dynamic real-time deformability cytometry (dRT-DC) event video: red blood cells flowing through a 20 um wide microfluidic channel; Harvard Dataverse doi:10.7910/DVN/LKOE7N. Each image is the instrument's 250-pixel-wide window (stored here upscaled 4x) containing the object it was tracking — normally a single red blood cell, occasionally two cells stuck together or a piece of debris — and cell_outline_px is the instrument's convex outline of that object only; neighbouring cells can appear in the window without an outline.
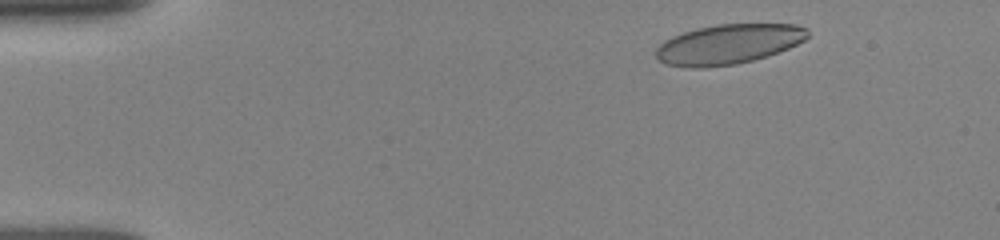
{"species": "human", "species_latin": "Homo sapiens", "temperature_condition": "room temperature", "stored_images_in_passage": 40, "camera_frame_rate_fps": 3000, "um_per_image_px": 0.085, "donor": {"sex": "female"}, "frame": {"image": 1, "passage_image": 1, "time_ms": 0.0, "image_size_px": [1000, 240], "cell_outline_px": [[808, 36], [804, 40], [788, 48], [752, 60], [736, 64], [704, 68], [692, 68], [668, 64], [660, 60], [656, 56], [656, 48], [664, 40], [672, 36], [684, 32], [700, 28], [720, 24], [796, 24], [808, 28]], "centroid_in_image_um": [61.91, 3.75], "position_along_channel_um": 23.1, "area_um2": 34.91}}
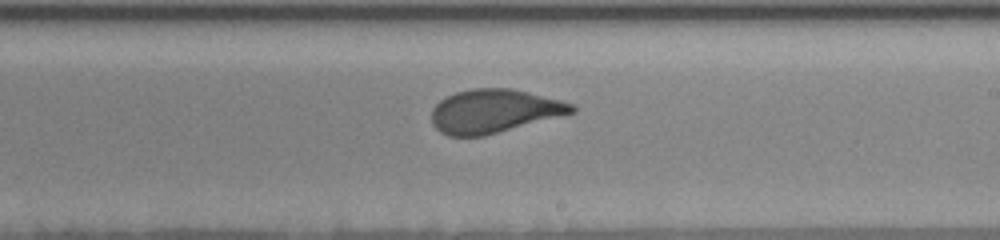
{"frame": {"image": 2, "passage_image": 21, "time_ms": 8.0, "image_size_px": [1000, 240], "cell_outline_px": [[576, 112], [484, 136], [448, 136], [440, 132], [432, 124], [432, 108], [440, 100], [456, 92], [472, 88], [512, 88], [560, 100], [572, 104], [576, 108]], "centroid_in_image_um": [41.98, 9.45], "position_along_channel_um": 247.0, "area_um2": 35.49}}
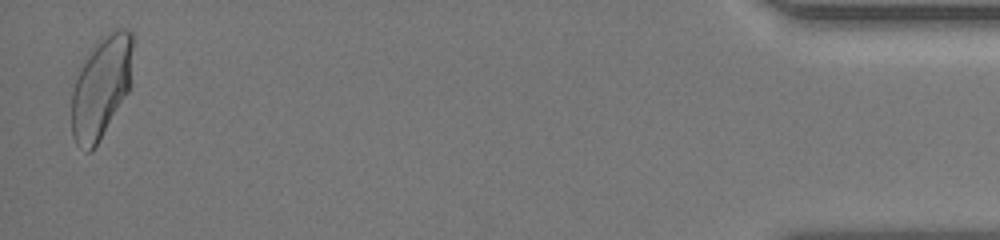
{"frame": {"image": 3, "passage_image": 38, "time_ms": 14.667, "image_size_px": [1000, 240], "cell_outline_px": [[132, 48], [128, 92], [92, 152], [84, 152], [76, 144], [72, 136], [72, 92], [80, 68], [96, 40], [100, 36], [116, 28], [124, 28], [132, 32]], "centroid_in_image_um": [8.58, 7.4], "position_along_channel_um": 426.6, "area_um2": 36.13}, "authors_computed_cell_mechanics": {"area_um2": 35.9805, "velocity_mm_per_s": 3.8928, "shape_relaxation_time_tau1_ms": 7.4232, "shape_relaxation_time_tau2_ms": null, "deformation_change_tau1": 0.2031, "deformation_change_tau2": null}}